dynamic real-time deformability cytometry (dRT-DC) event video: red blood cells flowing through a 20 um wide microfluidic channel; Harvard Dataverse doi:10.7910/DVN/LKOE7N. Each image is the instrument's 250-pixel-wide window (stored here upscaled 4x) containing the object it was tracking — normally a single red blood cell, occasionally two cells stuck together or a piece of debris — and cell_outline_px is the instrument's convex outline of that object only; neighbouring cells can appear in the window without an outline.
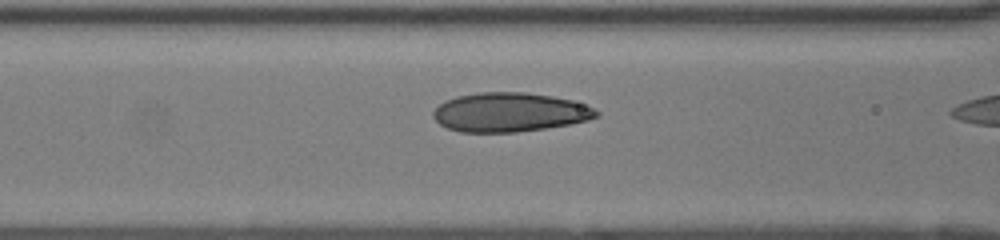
{"species": "human", "species_latin": "Homo sapiens", "temperature_condition": "room temperature", "stored_images_in_passage": 25, "camera_frame_rate_fps": 3000, "um_per_image_px": 0.085, "donor": {"sex": "female"}, "frame": {"image": 1, "passage_image": 6, "time_ms": 1.667, "image_size_px": [1000, 240], "cell_outline_px": [[600, 116], [588, 120], [572, 124], [516, 132], [460, 132], [448, 128], [440, 124], [432, 116], [432, 112], [444, 100], [456, 96], [480, 92], [524, 92], [552, 96], [572, 100], [592, 108], [600, 112]], "centroid_in_image_um": [43.31, 9.54], "position_along_channel_um": 123.3, "area_um2": 37.22}}
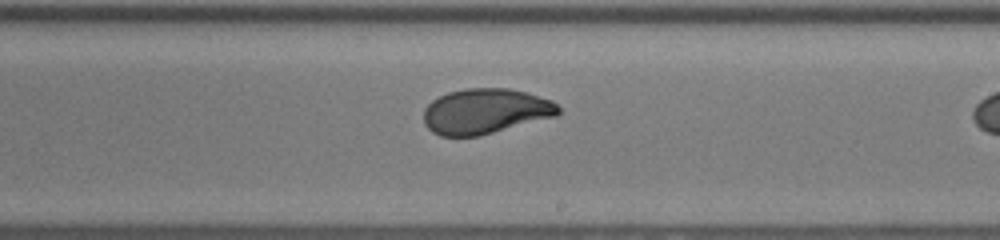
{"frame": {"image": 2, "passage_image": 15, "time_ms": 4.667, "image_size_px": [1000, 240], "cell_outline_px": [[560, 112], [556, 116], [480, 136], [440, 136], [432, 132], [424, 124], [424, 108], [432, 100], [448, 92], [464, 88], [508, 88], [524, 92], [552, 100], [560, 108]], "centroid_in_image_um": [41.24, 9.46], "position_along_channel_um": 247.8, "area_um2": 35.6}}
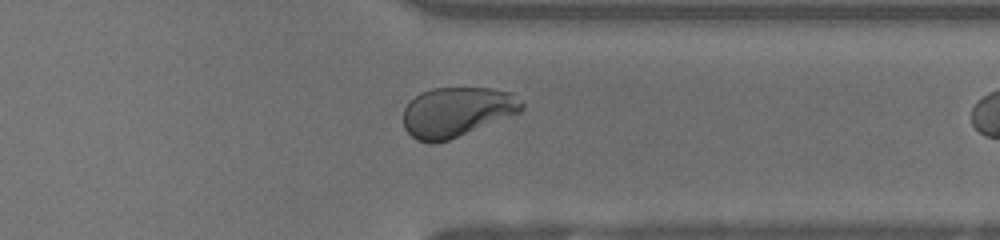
{"frame": {"image": 3, "passage_image": 24, "time_ms": 7.667, "image_size_px": [1000, 240], "cell_outline_px": [[524, 108], [520, 112], [448, 140], [436, 144], [428, 144], [416, 140], [404, 128], [404, 108], [420, 92], [432, 88], [492, 88], [512, 92], [524, 104]], "centroid_in_image_um": [38.82, 9.51], "position_along_channel_um": 372.6, "area_um2": 34.28}}